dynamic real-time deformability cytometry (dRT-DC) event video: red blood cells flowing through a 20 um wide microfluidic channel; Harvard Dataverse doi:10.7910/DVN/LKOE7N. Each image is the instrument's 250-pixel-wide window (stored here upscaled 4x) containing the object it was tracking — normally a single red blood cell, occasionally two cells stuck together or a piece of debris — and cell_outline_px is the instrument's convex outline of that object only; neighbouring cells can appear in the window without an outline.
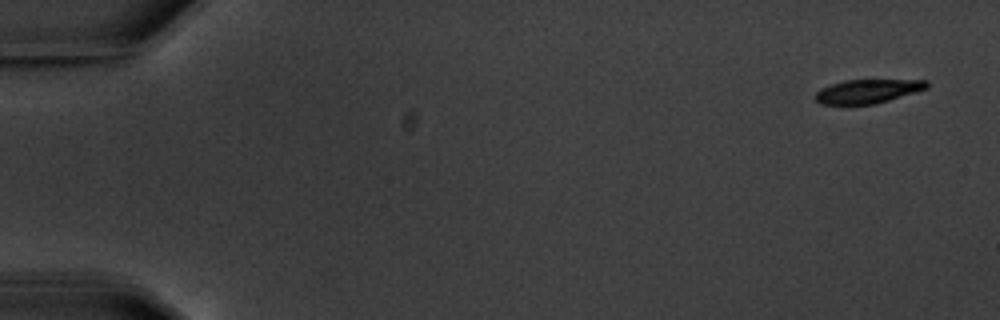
{"species": "common noctule bat (a hibernating species)", "species_latin": "Nyctalus noctula", "temperature_condition": "warm", "stored_images_in_passage": 6, "camera_frame_rate_fps": 3000, "um_per_image_px": 0.085, "animal": {"sex": "male", "body_mass_g": 20.1, "forearm_length_mm": 53.5}, "frame": {"image": 1, "passage_image": 1, "time_ms": 0.0, "image_size_px": [1000, 320], "cell_outline_px": [[928, 88], [888, 100], [872, 104], [820, 104], [816, 100], [816, 92], [820, 88], [844, 80], [928, 80]], "centroid_in_image_um": [73.74, 7.75], "position_along_channel_um": 11.3, "area_um2": 15.26}}
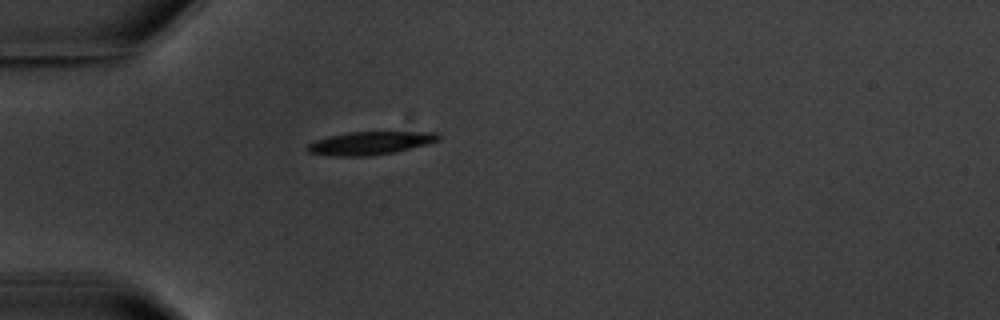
{"frame": {"image": 2, "passage_image": 5, "time_ms": 5.0, "image_size_px": [1000, 320], "cell_outline_px": [[440, 140], [428, 144], [396, 152], [368, 156], [336, 156], [308, 152], [304, 148], [308, 144], [316, 140], [328, 136], [348, 132], [436, 132], [440, 136]], "centroid_in_image_um": [31.47, 12.16], "position_along_channel_um": 53.5, "area_um2": 17.69}}